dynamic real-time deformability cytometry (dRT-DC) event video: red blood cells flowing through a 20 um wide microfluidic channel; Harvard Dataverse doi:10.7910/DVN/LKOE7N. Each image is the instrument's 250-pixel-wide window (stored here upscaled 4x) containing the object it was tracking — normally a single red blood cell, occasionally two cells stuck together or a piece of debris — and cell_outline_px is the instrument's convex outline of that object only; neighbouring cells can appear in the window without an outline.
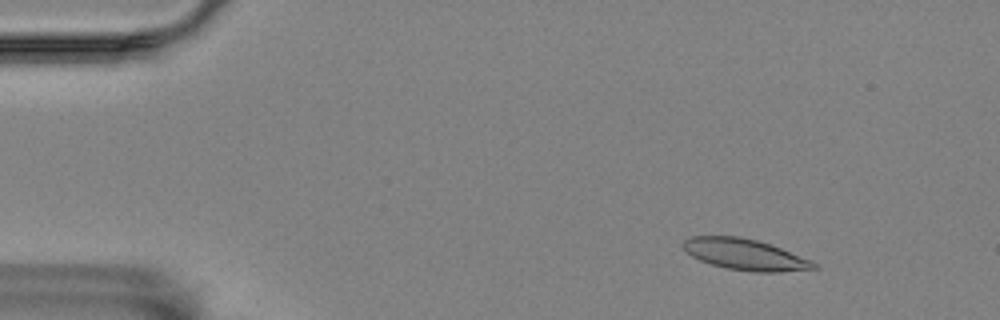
{"species": "Egyptian fruit bat (a non-hibernating species)", "species_latin": "Rousettus aegyptiacus", "temperature_condition": "room temperature", "stored_images_in_passage": 53, "camera_frame_rate_fps": 3000, "um_per_image_px": 0.085, "animal": {"sex": "female"}, "frame": {"image": 1, "passage_image": 3, "time_ms": 0.667, "image_size_px": [1000, 320], "cell_outline_px": [[820, 268], [780, 272], [752, 272], [728, 268], [712, 264], [700, 260], [692, 256], [680, 244], [684, 240], [692, 236], [740, 236], [756, 240], [780, 248], [812, 260]], "centroid_in_image_um": [63.33, 21.63], "position_along_channel_um": 21.7, "area_um2": 23.52}}
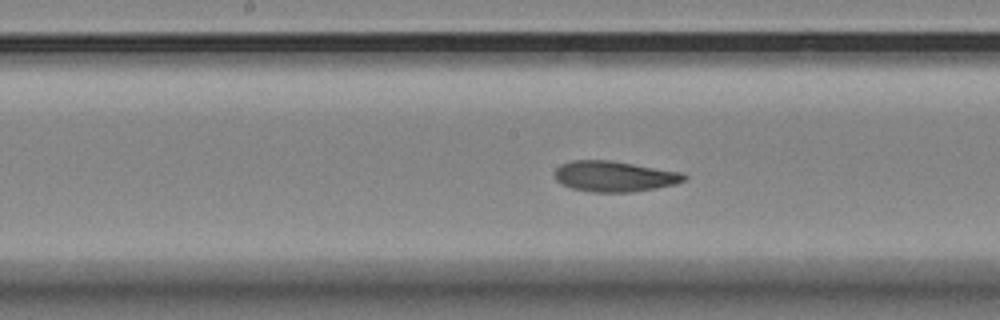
{"frame": {"image": 2, "passage_image": 25, "time_ms": 8.0, "image_size_px": [1000, 320], "cell_outline_px": [[688, 176], [684, 180], [676, 184], [656, 188], [632, 192], [592, 192], [572, 188], [560, 184], [556, 180], [556, 168], [560, 164], [572, 160], [608, 160], [684, 172]], "centroid_in_image_um": [52.24, 14.99], "position_along_channel_um": 196.0, "area_um2": 23.18}}
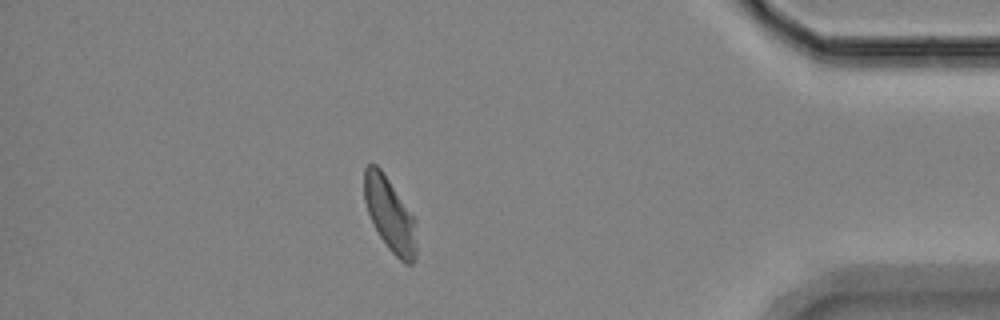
{"frame": {"image": 3, "passage_image": 46, "time_ms": 15.0, "image_size_px": [1000, 320], "cell_outline_px": [[416, 260], [412, 264], [404, 264], [388, 248], [380, 236], [368, 212], [364, 200], [364, 168], [368, 164], [376, 164], [380, 168], [416, 220]], "centroid_in_image_um": [33.15, 18.26], "position_along_channel_um": 402.0, "area_um2": 22.25}, "authors_computed_cell_mechanics": {"area_um2": 23.3512, "velocity_mm_per_s": 3.4961, "shape_relaxation_time_tau1_ms": 8.3343, "shape_relaxation_time_tau2_ms": 2.1789, "deformation_change_tau1": 0.1964, "deformation_change_tau2": 0.0819}}